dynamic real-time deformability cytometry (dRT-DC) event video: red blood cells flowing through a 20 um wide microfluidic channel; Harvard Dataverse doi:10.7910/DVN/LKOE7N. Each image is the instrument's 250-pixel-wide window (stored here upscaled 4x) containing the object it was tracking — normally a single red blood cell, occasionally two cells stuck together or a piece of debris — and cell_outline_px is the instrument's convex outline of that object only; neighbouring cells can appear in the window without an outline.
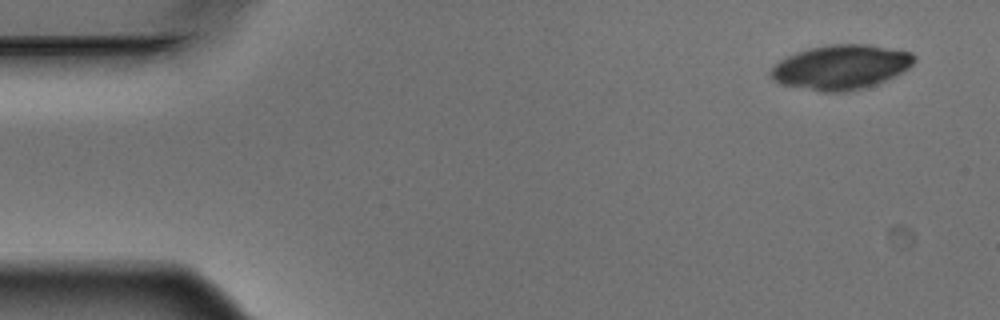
{"species": "Egyptian fruit bat (a non-hibernating species)", "species_latin": "Rousettus aegyptiacus", "temperature_condition": "warm", "stored_images_in_passage": 5, "camera_frame_rate_fps": 3000, "um_per_image_px": 0.085, "animal": {"sex": "male"}, "frame": {"image": 1, "passage_image": 1, "time_ms": 0.0, "image_size_px": [1000, 320], "cell_outline_px": [[916, 60], [908, 68], [884, 80], [848, 92], [824, 92], [780, 84], [772, 80], [772, 68], [780, 60], [788, 56], [812, 48], [832, 44], [868, 44], [912, 52], [916, 56]], "centroid_in_image_um": [71.49, 5.7], "position_along_channel_um": 13.5, "area_um2": 36.59}}